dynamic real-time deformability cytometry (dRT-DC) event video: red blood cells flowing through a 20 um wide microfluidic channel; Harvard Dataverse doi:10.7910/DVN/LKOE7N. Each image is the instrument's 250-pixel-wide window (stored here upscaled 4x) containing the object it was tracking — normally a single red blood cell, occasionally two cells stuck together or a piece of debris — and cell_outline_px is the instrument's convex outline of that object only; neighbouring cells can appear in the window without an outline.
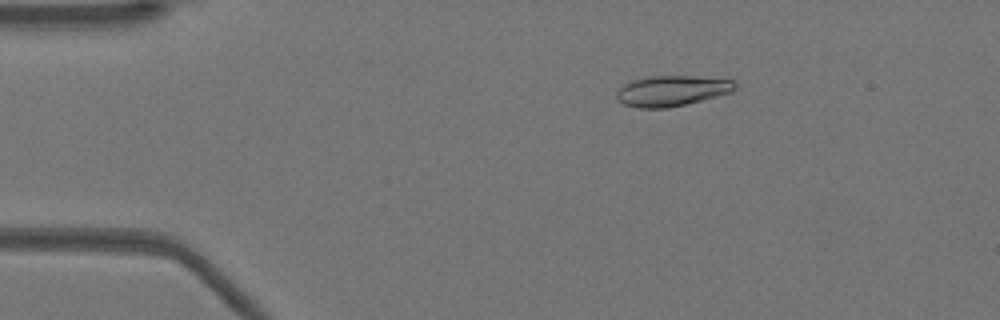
{"species": "Egyptian fruit bat (a non-hibernating species)", "species_latin": "Rousettus aegyptiacus", "temperature_condition": "warm", "stored_images_in_passage": 52, "camera_frame_rate_fps": 3000, "um_per_image_px": 0.085, "animal": {"sex": "female"}, "frame": {"image": 1, "passage_image": 9, "time_ms": 2.667, "image_size_px": [1000, 320], "cell_outline_px": [[736, 88], [732, 92], [668, 108], [640, 108], [624, 104], [616, 100], [616, 92], [624, 84], [632, 80], [648, 76], [692, 76], [736, 80]], "centroid_in_image_um": [57.09, 7.71], "position_along_channel_um": 27.9, "area_um2": 21.04}}
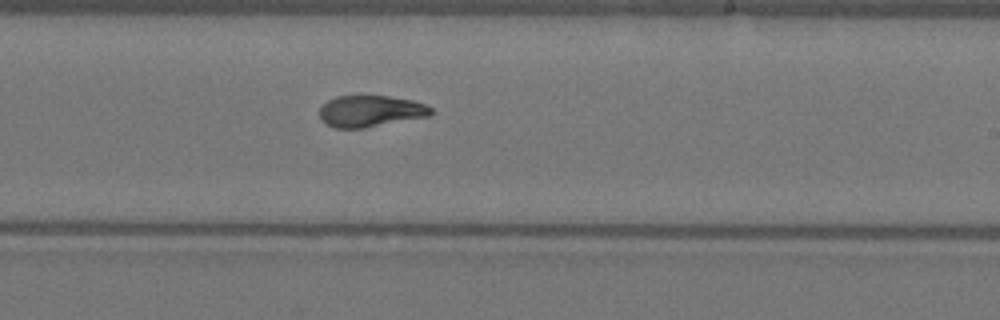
{"frame": {"image": 2, "passage_image": 31, "time_ms": 10.0, "image_size_px": [1000, 320], "cell_outline_px": [[432, 116], [364, 128], [336, 128], [320, 120], [320, 108], [328, 100], [336, 96], [388, 96], [412, 100], [424, 104], [432, 108]], "centroid_in_image_um": [31.51, 9.45], "position_along_channel_um": 257.5, "area_um2": 20.46}}
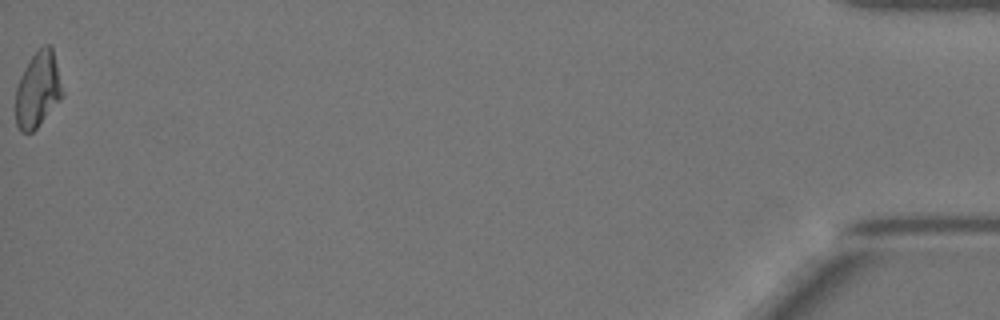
{"frame": {"image": 3, "passage_image": 52, "time_ms": 17.0, "image_size_px": [1000, 320], "cell_outline_px": [[64, 96], [36, 128], [32, 132], [20, 132], [16, 124], [16, 88], [20, 76], [28, 60], [44, 44], [48, 44], [52, 48], [64, 92]], "centroid_in_image_um": [3.22, 7.63], "position_along_channel_um": 432.0, "area_um2": 20.58}, "authors_computed_cell_mechanics": {"area_um2": 21.097, "velocity_mm_per_s": 3.9293, "shape_relaxation_time_tau1_ms": 7.6738, "shape_relaxation_time_tau2_ms": 1.4262, "deformation_change_tau1": 0.2509, "deformation_change_tau2": 0.0691}}